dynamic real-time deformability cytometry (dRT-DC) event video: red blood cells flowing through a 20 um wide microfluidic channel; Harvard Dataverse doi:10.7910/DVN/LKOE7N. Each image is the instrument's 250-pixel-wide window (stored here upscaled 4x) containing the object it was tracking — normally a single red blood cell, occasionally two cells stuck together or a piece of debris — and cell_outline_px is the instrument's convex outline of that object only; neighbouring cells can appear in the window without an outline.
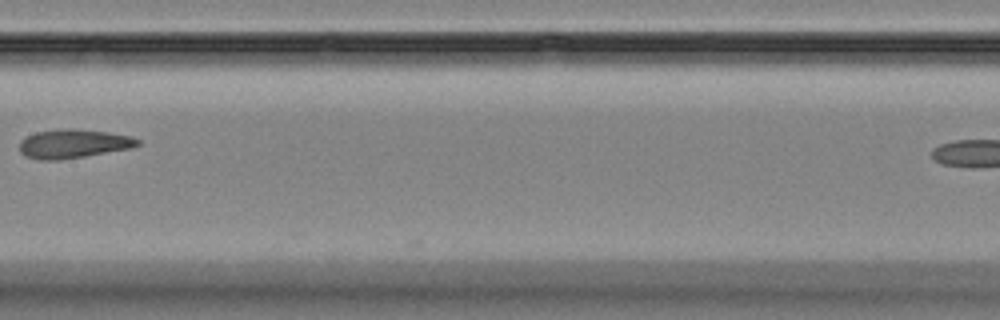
{"species": "Egyptian fruit bat (a non-hibernating species)", "species_latin": "Rousettus aegyptiacus", "temperature_condition": "room temperature", "stored_images_in_passage": 7, "camera_frame_rate_fps": 3000, "um_per_image_px": 0.085, "animal": {"sex": "female"}, "frame": {"image": 1, "passage_image": 6, "time_ms": 5.667, "image_size_px": [1000, 320], "cell_outline_px": [[140, 144], [132, 148], [60, 160], [40, 160], [24, 156], [20, 152], [20, 140], [24, 136], [36, 132], [60, 128], [72, 128], [108, 132], [132, 136], [140, 140]], "centroid_in_image_um": [6.21, 12.21], "position_along_channel_um": 201.2, "area_um2": 20.11}}
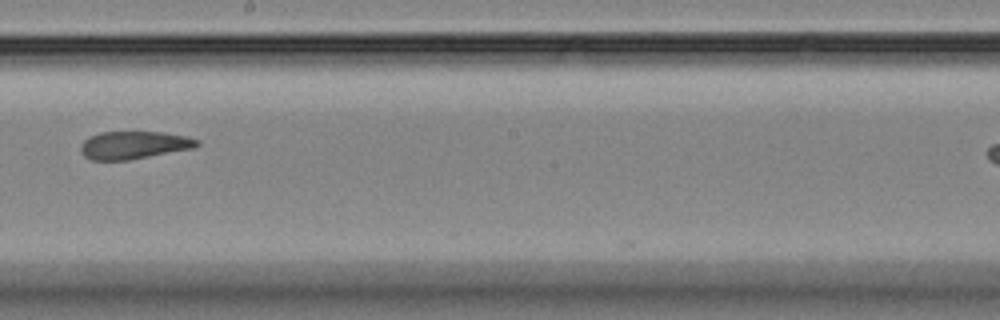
{"frame": {"image": 2, "passage_image": 7, "time_ms": 6.667, "image_size_px": [1000, 320], "cell_outline_px": [[200, 144], [196, 148], [128, 160], [92, 160], [84, 156], [80, 152], [80, 144], [88, 136], [100, 132], [160, 132], [188, 136], [200, 140]], "centroid_in_image_um": [11.39, 12.33], "position_along_channel_um": 236.8, "area_um2": 19.07}}